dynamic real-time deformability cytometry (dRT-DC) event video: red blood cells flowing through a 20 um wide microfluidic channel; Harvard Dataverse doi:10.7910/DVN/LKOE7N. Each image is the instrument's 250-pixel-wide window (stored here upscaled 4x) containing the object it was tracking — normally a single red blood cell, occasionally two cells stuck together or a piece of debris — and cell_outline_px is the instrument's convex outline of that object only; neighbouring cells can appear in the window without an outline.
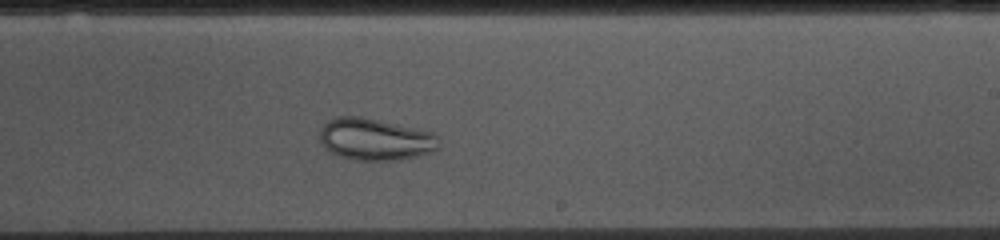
{"species": "common noctule bat (a hibernating species)", "species_latin": "Nyctalus noctula", "temperature_condition": "cold", "stored_images_in_passage": 40, "camera_frame_rate_fps": 3000, "um_per_image_px": 0.085, "animal": {"sex": "female", "body_mass_g": 10.0, "forearm_length_mm": 53.1}, "frame": {"image": 1, "passage_image": 27, "time_ms": 8.667, "image_size_px": [1000, 240], "cell_outline_px": [[440, 148], [432, 152], [400, 160], [356, 160], [336, 156], [328, 152], [324, 148], [320, 140], [320, 128], [328, 120], [336, 116], [364, 116], [416, 128], [432, 132], [440, 136]], "centroid_in_image_um": [31.9, 11.84], "position_along_channel_um": 257.1, "area_um2": 29.77}}
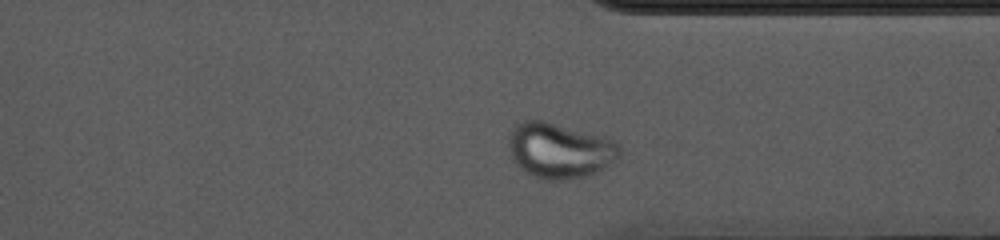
{"frame": {"image": 2, "passage_image": 36, "time_ms": 11.667, "image_size_px": [1000, 240], "cell_outline_px": [[620, 156], [616, 160], [604, 168], [584, 176], [556, 180], [544, 180], [528, 172], [516, 164], [512, 160], [508, 148], [508, 132], [516, 124], [524, 120], [544, 120], [604, 136], [620, 144]], "centroid_in_image_um": [47.55, 12.76], "position_along_channel_um": 363.9, "area_um2": 35.84}}